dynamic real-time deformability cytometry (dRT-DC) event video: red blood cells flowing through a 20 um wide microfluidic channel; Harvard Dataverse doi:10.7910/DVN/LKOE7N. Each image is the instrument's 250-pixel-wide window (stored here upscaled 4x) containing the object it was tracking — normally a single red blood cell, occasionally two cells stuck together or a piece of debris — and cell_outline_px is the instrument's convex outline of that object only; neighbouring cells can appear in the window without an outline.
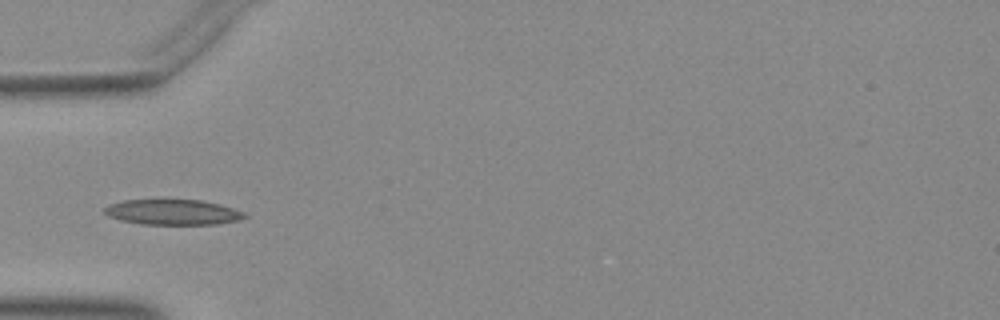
{"species": "Egyptian fruit bat (a non-hibernating species)", "species_latin": "Rousettus aegyptiacus", "temperature_condition": "warm", "stored_images_in_passage": 35, "camera_frame_rate_fps": 3000, "um_per_image_px": 0.085, "animal": {"sex": "female"}, "frame": {"image": 1, "passage_image": 1, "time_ms": 0.0, "image_size_px": [1000, 320], "cell_outline_px": [[248, 216], [240, 220], [216, 224], [140, 224], [120, 220], [108, 216], [104, 212], [104, 208], [108, 204], [124, 200], [200, 200], [220, 204], [244, 212]], "centroid_in_image_um": [14.68, 18.03], "position_along_channel_um": 70.3, "area_um2": 20.69}}
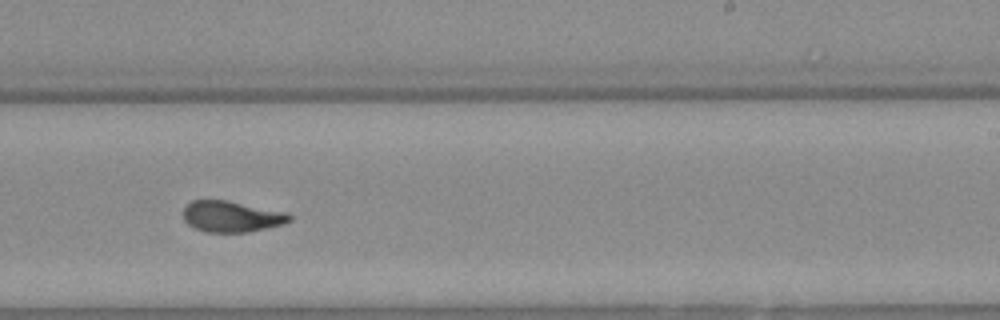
{"frame": {"image": 2, "passage_image": 16, "time_ms": 5.0, "image_size_px": [1000, 320], "cell_outline_px": [[292, 220], [284, 224], [248, 232], [204, 232], [188, 224], [184, 220], [184, 208], [192, 200], [228, 200], [288, 212], [292, 216]], "centroid_in_image_um": [19.72, 18.4], "position_along_channel_um": 269.3, "area_um2": 19.36}}
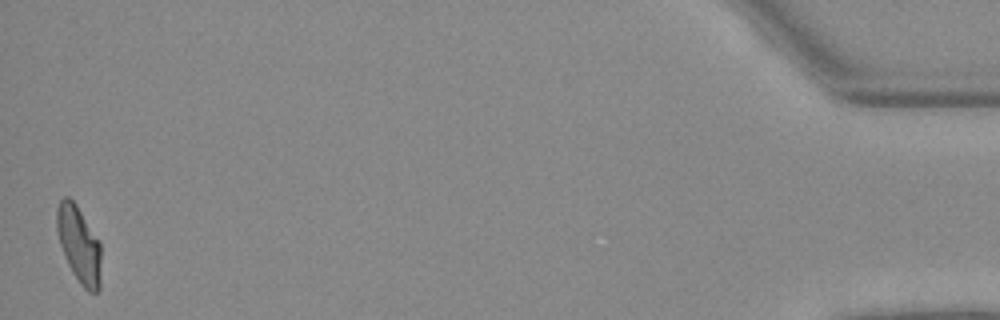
{"frame": {"image": 3, "passage_image": 35, "time_ms": 11.333, "image_size_px": [1000, 320], "cell_outline_px": [[100, 288], [96, 292], [88, 292], [80, 284], [72, 272], [64, 256], [60, 244], [56, 228], [56, 208], [60, 200], [64, 196], [68, 196], [76, 204], [100, 240]], "centroid_in_image_um": [6.71, 20.77], "position_along_channel_um": 428.5, "area_um2": 19.94}}